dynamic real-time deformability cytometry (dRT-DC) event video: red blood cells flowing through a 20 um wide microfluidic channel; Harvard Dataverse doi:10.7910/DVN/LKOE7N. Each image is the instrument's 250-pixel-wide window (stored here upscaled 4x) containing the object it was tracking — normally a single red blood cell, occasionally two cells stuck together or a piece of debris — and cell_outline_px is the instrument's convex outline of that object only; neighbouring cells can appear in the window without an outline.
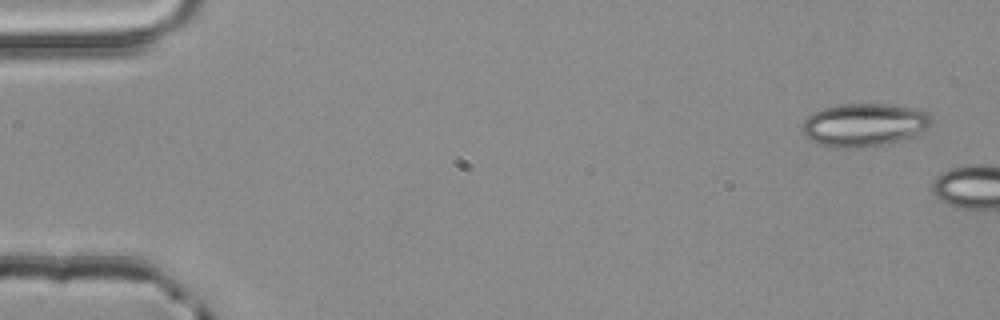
{"species": "common noctule bat (a hibernating species)", "species_latin": "Nyctalus noctula", "temperature_condition": "room temperature", "stored_images_in_passage": 2, "camera_frame_rate_fps": 3000, "um_per_image_px": 0.085, "animal": {"sex": "male", "body_mass_g": 20.4}, "frame": {"image": 1, "passage_image": 1, "time_ms": 0.0, "image_size_px": [1000, 320], "cell_outline_px": [[936, 120], [928, 128], [916, 136], [900, 140], [860, 148], [848, 148], [820, 144], [804, 136], [804, 120], [808, 116], [824, 108], [840, 104], [884, 104], [912, 108], [928, 112]], "centroid_in_image_um": [73.54, 10.6], "position_along_channel_um": 11.5, "area_um2": 32.19}}